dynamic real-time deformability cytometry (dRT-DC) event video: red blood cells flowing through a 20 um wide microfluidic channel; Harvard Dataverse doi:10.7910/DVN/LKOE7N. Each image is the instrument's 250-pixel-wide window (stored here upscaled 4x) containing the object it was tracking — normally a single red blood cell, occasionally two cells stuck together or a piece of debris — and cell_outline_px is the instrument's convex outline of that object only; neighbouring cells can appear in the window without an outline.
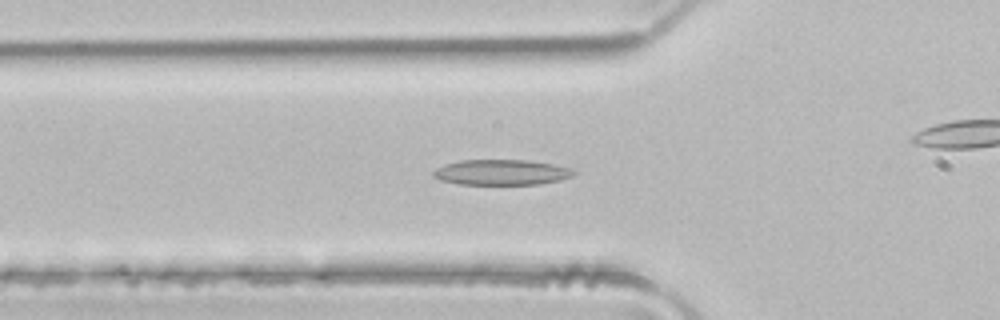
{"species": "common noctule bat (a hibernating species)", "species_latin": "Nyctalus noctula", "temperature_condition": "room temperature", "stored_images_in_passage": 50, "camera_frame_rate_fps": 3000, "um_per_image_px": 0.085, "animal": {"sex": "male", "body_mass_g": 21.5, "forearm_length_mm": 52.0}, "frame": {"image": 1, "passage_image": 17, "time_ms": 5.333, "image_size_px": [1000, 320], "cell_outline_px": [[576, 172], [572, 176], [560, 180], [540, 184], [460, 184], [440, 180], [432, 176], [432, 172], [436, 168], [444, 164], [460, 160], [528, 160], [552, 164], [572, 168]], "centroid_in_image_um": [42.61, 14.64], "position_along_channel_um": 83.2, "area_um2": 20.87}}
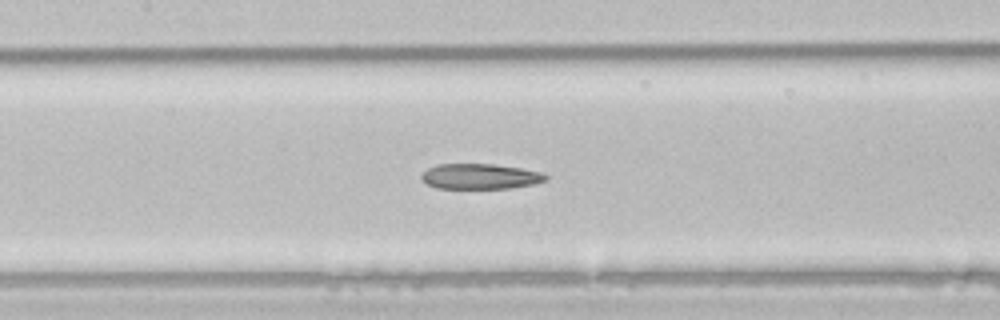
{"frame": {"image": 2, "passage_image": 23, "time_ms": 7.333, "image_size_px": [1000, 320], "cell_outline_px": [[548, 180], [536, 184], [508, 188], [436, 188], [424, 184], [420, 180], [420, 176], [428, 168], [436, 164], [492, 164], [520, 168], [544, 172], [548, 176]], "centroid_in_image_um": [40.81, 15.0], "position_along_channel_um": 166.6, "area_um2": 18.61}}
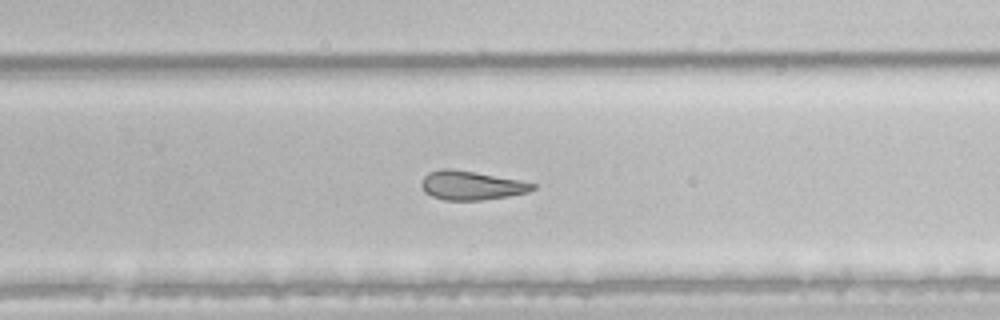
{"frame": {"image": 3, "passage_image": 32, "time_ms": 10.333, "image_size_px": [1000, 320], "cell_outline_px": [[536, 188], [528, 192], [508, 196], [480, 200], [444, 200], [432, 196], [424, 192], [420, 184], [424, 176], [428, 172], [440, 168], [452, 168], [520, 180], [536, 184]], "centroid_in_image_um": [40.03, 15.75], "position_along_channel_um": 289.8, "area_um2": 18.84}, "authors_computed_cell_mechanics": {"area_um2": 22.2819, "velocity_mm_per_s": 4.1222, "shape_relaxation_time_tau1_ms": 8.6038, "shape_relaxation_time_tau2_ms": 4.845, "deformation_change_tau1": 0.2002, "deformation_change_tau2": 0.1466}}